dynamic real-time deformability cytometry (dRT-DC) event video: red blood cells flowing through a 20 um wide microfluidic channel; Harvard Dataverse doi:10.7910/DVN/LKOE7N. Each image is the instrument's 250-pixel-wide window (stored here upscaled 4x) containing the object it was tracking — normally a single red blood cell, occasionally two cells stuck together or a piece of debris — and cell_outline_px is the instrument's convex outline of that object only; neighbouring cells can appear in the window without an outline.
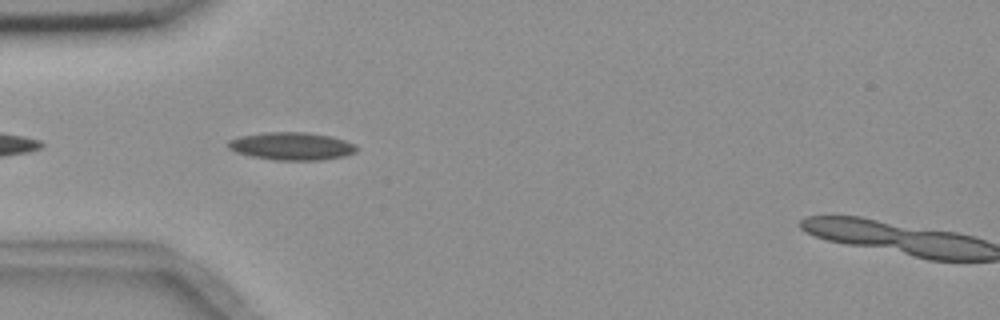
{"species": "common noctule bat (a hibernating species)", "species_latin": "Nyctalus noctula", "temperature_condition": "room temperature", "stored_images_in_passage": 6, "camera_frame_rate_fps": 3000, "um_per_image_px": 0.085, "animal": {"sex": "female", "body_mass_g": 18.4}, "frame": {"image": 1, "passage_image": 5, "time_ms": 4.667, "image_size_px": [1000, 320], "cell_outline_px": [[356, 152], [344, 156], [320, 160], [276, 160], [252, 156], [236, 152], [228, 148], [228, 140], [240, 136], [264, 132], [308, 132], [332, 136], [356, 144]], "centroid_in_image_um": [24.79, 12.41], "position_along_channel_um": 60.2, "area_um2": 20.81}}